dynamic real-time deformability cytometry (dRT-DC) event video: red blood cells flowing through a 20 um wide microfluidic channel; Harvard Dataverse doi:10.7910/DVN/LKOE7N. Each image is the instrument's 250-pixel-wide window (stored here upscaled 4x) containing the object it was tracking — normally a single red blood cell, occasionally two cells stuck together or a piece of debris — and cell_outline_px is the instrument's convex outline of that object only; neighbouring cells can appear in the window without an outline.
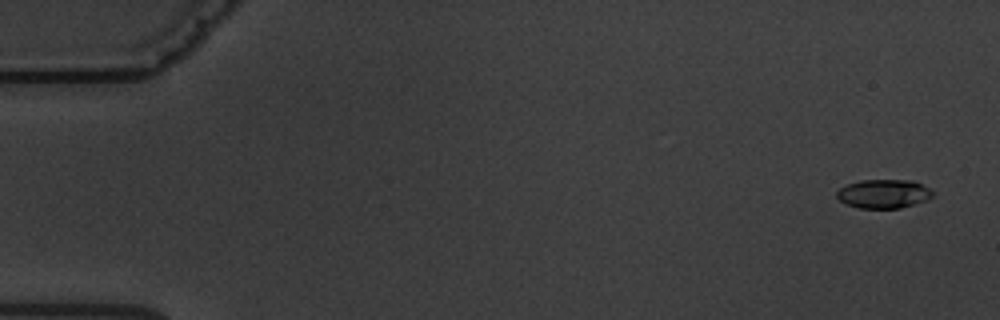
{"species": "common noctule bat (a hibernating species)", "species_latin": "Nyctalus noctula", "temperature_condition": "warm", "stored_images_in_passage": 5, "camera_frame_rate_fps": 3000, "um_per_image_px": 0.085, "animal": {"sex": "male", "body_mass_g": 19.5, "forearm_length_mm": 54.6}, "frame": {"image": 1, "passage_image": 1, "time_ms": 0.0, "image_size_px": [1000, 320], "cell_outline_px": [[932, 196], [928, 200], [900, 208], [860, 208], [848, 204], [840, 200], [836, 196], [836, 192], [840, 188], [848, 184], [860, 180], [912, 180], [928, 188], [932, 192]], "centroid_in_image_um": [75.1, 16.47], "position_along_channel_um": 9.9, "area_um2": 15.95}}
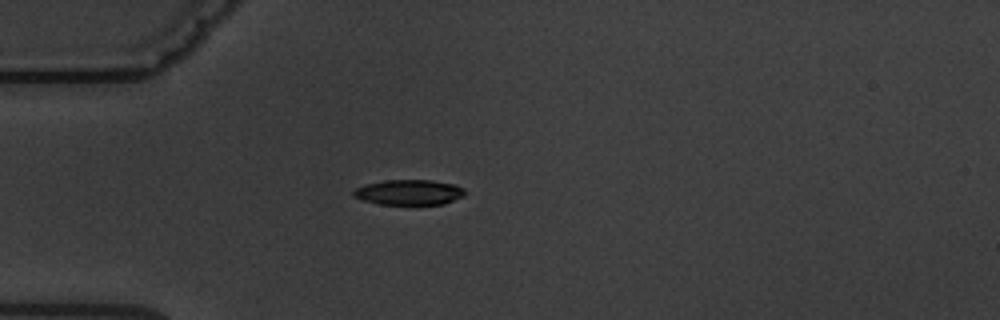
{"frame": {"image": 2, "passage_image": 5, "time_ms": 4.667, "image_size_px": [1000, 320], "cell_outline_px": [[464, 196], [444, 204], [380, 204], [364, 200], [352, 196], [352, 192], [356, 188], [364, 184], [384, 180], [432, 180], [456, 184], [464, 188]], "centroid_in_image_um": [34.77, 16.33], "position_along_channel_um": 50.2, "area_um2": 16.47}}